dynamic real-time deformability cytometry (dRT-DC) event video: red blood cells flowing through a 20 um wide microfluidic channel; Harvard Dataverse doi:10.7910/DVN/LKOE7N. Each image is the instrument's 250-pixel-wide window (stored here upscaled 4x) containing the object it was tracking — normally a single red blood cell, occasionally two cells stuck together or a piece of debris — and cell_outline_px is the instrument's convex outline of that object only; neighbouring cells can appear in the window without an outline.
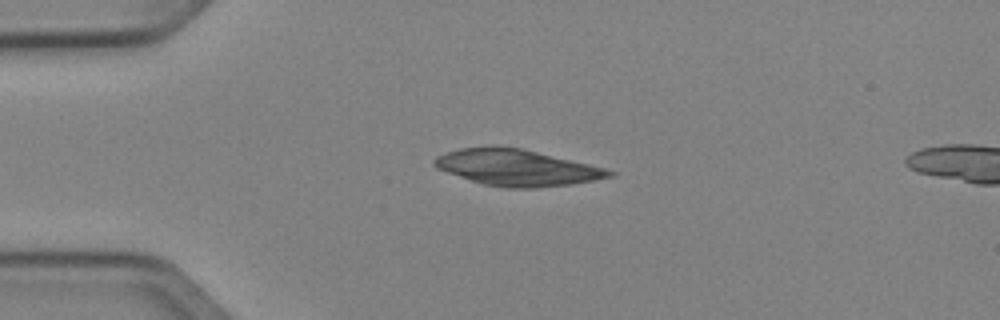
{"species": "Egyptian fruit bat (a non-hibernating species)", "species_latin": "Rousettus aegyptiacus", "temperature_condition": "cold", "stored_images_in_passage": 38, "camera_frame_rate_fps": 3000, "um_per_image_px": 0.085, "animal": {"sex": "female"}, "frame": {"image": 1, "passage_image": 1, "time_ms": 0.0, "image_size_px": [1000, 320], "cell_outline_px": [[616, 172], [612, 176], [572, 184], [536, 188], [504, 188], [484, 184], [436, 168], [432, 164], [432, 160], [436, 156], [444, 152], [460, 148], [488, 144], [496, 144], [520, 148], [588, 164], [604, 168]], "centroid_in_image_um": [43.85, 14.22], "position_along_channel_um": 41.2, "area_um2": 37.05}}